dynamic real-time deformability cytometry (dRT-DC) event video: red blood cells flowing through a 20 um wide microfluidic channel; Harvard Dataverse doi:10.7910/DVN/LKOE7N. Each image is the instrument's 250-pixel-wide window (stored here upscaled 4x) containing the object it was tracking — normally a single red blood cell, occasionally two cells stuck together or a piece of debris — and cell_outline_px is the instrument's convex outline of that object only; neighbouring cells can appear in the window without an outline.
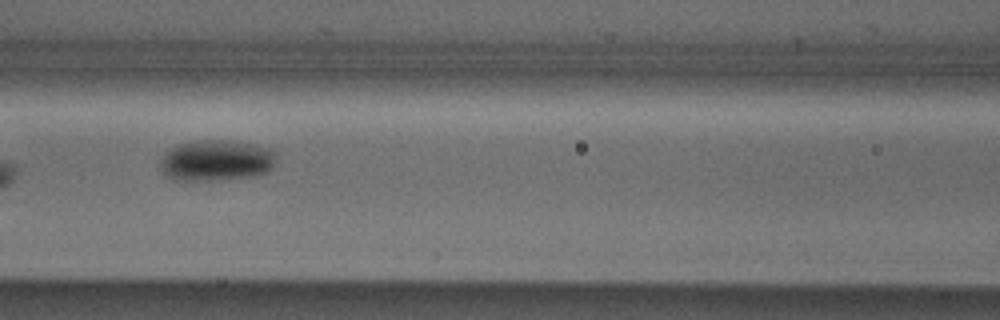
{"species": "Egyptian fruit bat (a non-hibernating species)", "species_latin": "Rousettus aegyptiacus", "temperature_condition": "cold", "stored_images_in_passage": 9, "camera_frame_rate_fps": 3000, "um_per_image_px": 0.085, "animal": {"sex": "male"}, "frame": {"image": 1, "passage_image": 7, "time_ms": 7.333, "image_size_px": [1000, 320], "cell_outline_px": [[276, 160], [272, 168], [268, 172], [252, 176], [208, 180], [176, 180], [164, 176], [160, 168], [160, 160], [164, 152], [176, 144], [192, 140], [224, 140], [256, 144], [272, 148], [276, 152]], "centroid_in_image_um": [18.37, 13.62], "position_along_channel_um": 148.2, "area_um2": 28.21}}
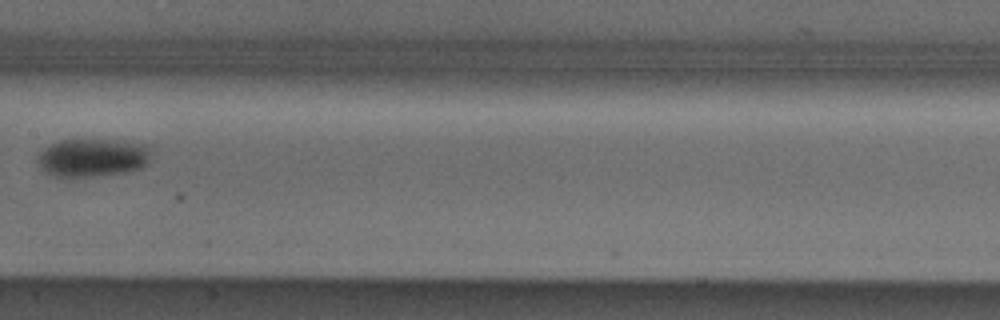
{"frame": {"image": 2, "passage_image": 8, "time_ms": 8.667, "image_size_px": [1000, 320], "cell_outline_px": [[148, 164], [140, 168], [124, 172], [92, 176], [52, 176], [44, 172], [40, 168], [36, 160], [40, 152], [44, 148], [60, 140], [84, 136], [124, 140], [148, 144]], "centroid_in_image_um": [7.83, 13.33], "position_along_channel_um": 199.6, "area_um2": 26.13}}
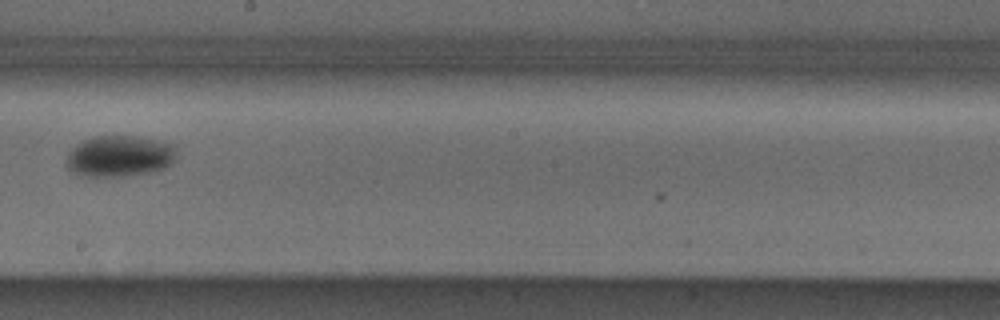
{"frame": {"image": 3, "passage_image": 9, "time_ms": 9.667, "image_size_px": [1000, 320], "cell_outline_px": [[176, 156], [172, 164], [164, 168], [152, 172], [128, 176], [84, 176], [72, 172], [68, 168], [68, 152], [76, 144], [84, 140], [96, 136], [136, 136], [176, 144]], "centroid_in_image_um": [10.2, 13.27], "position_along_channel_um": 238.0, "area_um2": 26.59}}